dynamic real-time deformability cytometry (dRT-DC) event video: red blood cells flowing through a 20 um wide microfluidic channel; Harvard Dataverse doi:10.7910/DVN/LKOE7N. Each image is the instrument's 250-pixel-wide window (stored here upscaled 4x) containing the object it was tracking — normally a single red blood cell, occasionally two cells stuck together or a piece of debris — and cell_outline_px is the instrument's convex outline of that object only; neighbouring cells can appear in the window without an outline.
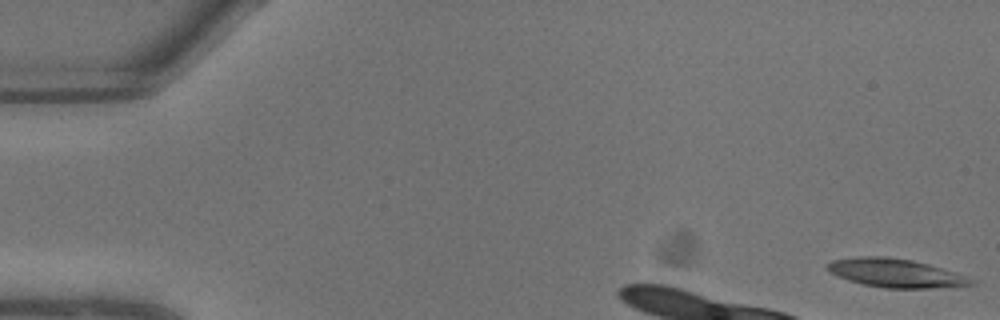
{"species": "common noctule bat (a hibernating species)", "species_latin": "Nyctalus noctula", "temperature_condition": "warm", "stored_images_in_passage": 4, "camera_frame_rate_fps": 3000, "um_per_image_px": 0.085, "animal": {"sex": "male", "body_mass_g": 13.3}, "frame": {"image": 1, "passage_image": 1, "time_ms": 0.0, "image_size_px": [1000, 320], "cell_outline_px": [[976, 284], [928, 288], [884, 288], [864, 284], [848, 280], [824, 268], [832, 260], [860, 256], [884, 256], [912, 260], [928, 264], [956, 272], [976, 280]], "centroid_in_image_um": [76.15, 23.2], "position_along_channel_um": 8.9, "area_um2": 23.76}}